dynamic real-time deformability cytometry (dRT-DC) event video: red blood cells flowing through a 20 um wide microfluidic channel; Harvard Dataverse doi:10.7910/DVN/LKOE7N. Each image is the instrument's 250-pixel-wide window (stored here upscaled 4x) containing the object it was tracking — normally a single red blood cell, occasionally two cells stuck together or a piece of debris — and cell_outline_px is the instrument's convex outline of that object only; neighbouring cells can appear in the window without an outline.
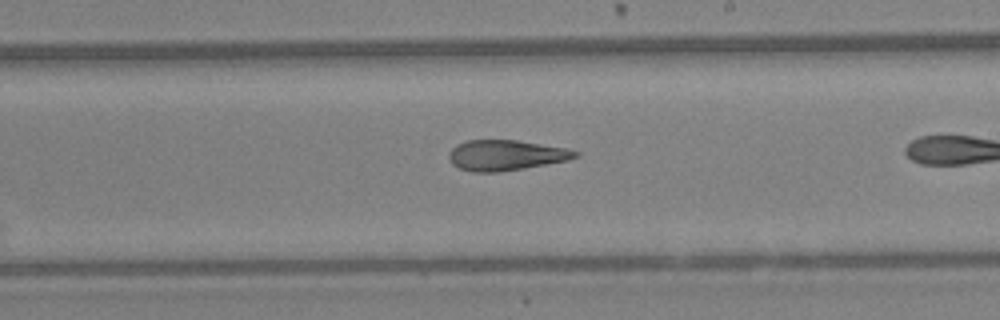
{"species": "Egyptian fruit bat (a non-hibernating species)", "species_latin": "Rousettus aegyptiacus", "temperature_condition": "warm", "stored_images_in_passage": 23, "camera_frame_rate_fps": 3000, "um_per_image_px": 0.085, "animal": {"sex": "female"}, "frame": {"image": 1, "passage_image": 14, "time_ms": 4.333, "image_size_px": [1000, 320], "cell_outline_px": [[580, 156], [568, 160], [496, 172], [472, 172], [460, 168], [452, 164], [448, 160], [448, 152], [456, 144], [468, 140], [516, 140], [568, 148], [580, 152]], "centroid_in_image_um": [42.97, 13.18], "position_along_channel_um": 246.0, "area_um2": 22.37}}
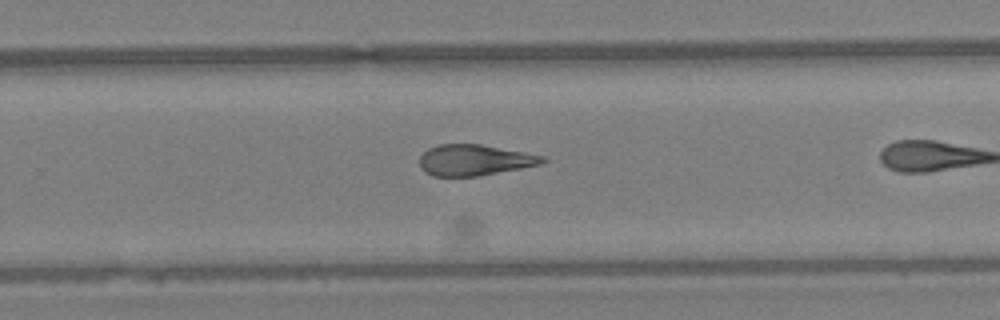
{"frame": {"image": 2, "passage_image": 17, "time_ms": 5.333, "image_size_px": [1000, 320], "cell_outline_px": [[548, 160], [540, 164], [520, 168], [476, 176], [432, 176], [424, 172], [420, 168], [420, 156], [428, 148], [440, 144], [480, 144], [544, 156]], "centroid_in_image_um": [40.28, 13.6], "position_along_channel_um": 289.5, "area_um2": 21.96}}